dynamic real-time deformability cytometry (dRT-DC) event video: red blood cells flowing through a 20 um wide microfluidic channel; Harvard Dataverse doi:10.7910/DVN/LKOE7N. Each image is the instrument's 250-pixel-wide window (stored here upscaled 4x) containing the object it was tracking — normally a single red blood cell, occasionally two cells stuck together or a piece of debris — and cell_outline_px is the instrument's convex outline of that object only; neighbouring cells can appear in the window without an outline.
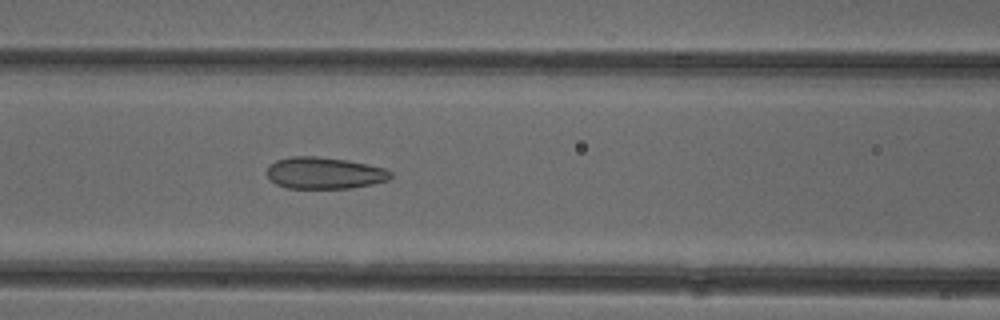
{"species": "common noctule bat (a hibernating species)", "species_latin": "Nyctalus noctula", "temperature_condition": "cold", "stored_images_in_passage": 42, "camera_frame_rate_fps": 3000, "um_per_image_px": 0.085, "animal": {"sex": "female"}, "frame": {"image": 1, "passage_image": 12, "time_ms": 3.667, "image_size_px": [1000, 320], "cell_outline_px": [[392, 176], [388, 180], [372, 184], [352, 188], [288, 188], [276, 184], [264, 172], [268, 164], [276, 160], [292, 156], [316, 156], [348, 160], [368, 164], [384, 168], [392, 172]], "centroid_in_image_um": [27.55, 14.7], "position_along_channel_um": 139.1, "area_um2": 23.06}}
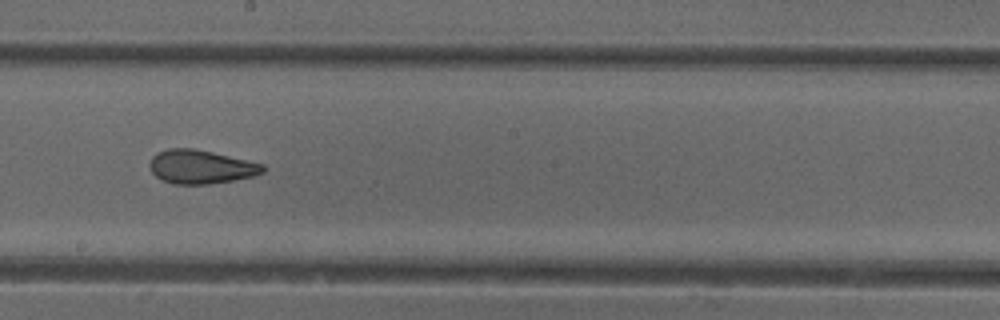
{"frame": {"image": 2, "passage_image": 19, "time_ms": 6.0, "image_size_px": [1000, 320], "cell_outline_px": [[264, 172], [252, 176], [232, 180], [208, 184], [172, 184], [160, 180], [152, 172], [148, 164], [152, 156], [156, 152], [168, 148], [192, 148], [212, 152], [264, 164]], "centroid_in_image_um": [17.01, 14.18], "position_along_channel_um": 231.2, "area_um2": 22.25}}
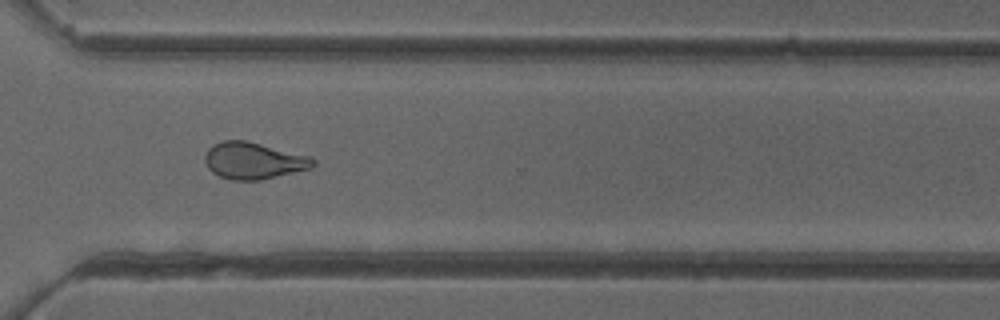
{"frame": {"image": 3, "passage_image": 28, "time_ms": 9.0, "image_size_px": [1000, 320], "cell_outline_px": [[316, 164], [312, 168], [260, 180], [232, 180], [220, 176], [212, 172], [208, 168], [204, 160], [204, 156], [208, 148], [212, 144], [220, 140], [244, 140], [312, 156], [316, 160]], "centroid_in_image_um": [21.56, 13.65], "position_along_channel_um": 349.0, "area_um2": 23.35}, "authors_computed_cell_mechanics": {"area_um2": 23.2645, "velocity_mm_per_s": 3.9442, "shape_relaxation_time_tau1_ms": null, "shape_relaxation_time_tau2_ms": 1.689, "deformation_change_tau1": null, "deformation_change_tau2": 0.0939}}